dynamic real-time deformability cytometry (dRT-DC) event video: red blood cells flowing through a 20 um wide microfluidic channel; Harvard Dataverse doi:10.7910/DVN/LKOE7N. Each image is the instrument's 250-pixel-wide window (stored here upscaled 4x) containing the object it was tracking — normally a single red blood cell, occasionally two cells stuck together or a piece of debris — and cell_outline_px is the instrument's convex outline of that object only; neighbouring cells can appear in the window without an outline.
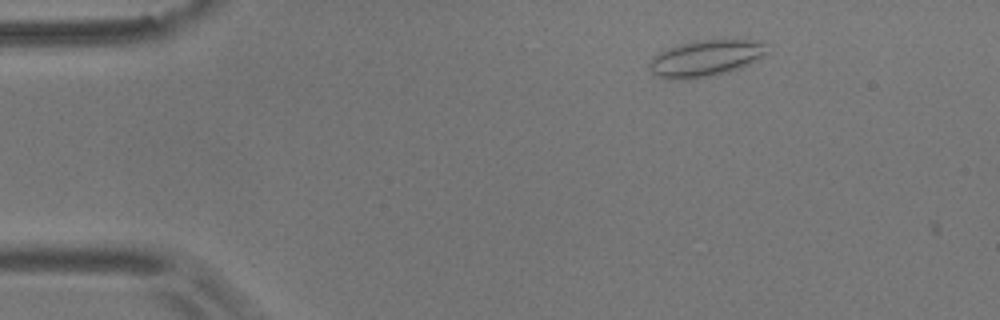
{"species": "common noctule bat (a hibernating species)", "species_latin": "Nyctalus noctula", "temperature_condition": "room temperature", "stored_images_in_passage": 8, "camera_frame_rate_fps": 3000, "um_per_image_px": 0.085, "animal": {"sex": "male", "body_mass_g": 17.9}, "frame": {"image": 1, "passage_image": 3, "time_ms": 0.667, "image_size_px": [1000, 320], "cell_outline_px": [[768, 52], [764, 56], [740, 68], [728, 72], [704, 76], [660, 76], [652, 72], [648, 68], [648, 64], [652, 56], [664, 48], [680, 44], [704, 40], [752, 40], [764, 44]], "centroid_in_image_um": [59.99, 4.9], "position_along_channel_um": 25.0, "area_um2": 23.93}}